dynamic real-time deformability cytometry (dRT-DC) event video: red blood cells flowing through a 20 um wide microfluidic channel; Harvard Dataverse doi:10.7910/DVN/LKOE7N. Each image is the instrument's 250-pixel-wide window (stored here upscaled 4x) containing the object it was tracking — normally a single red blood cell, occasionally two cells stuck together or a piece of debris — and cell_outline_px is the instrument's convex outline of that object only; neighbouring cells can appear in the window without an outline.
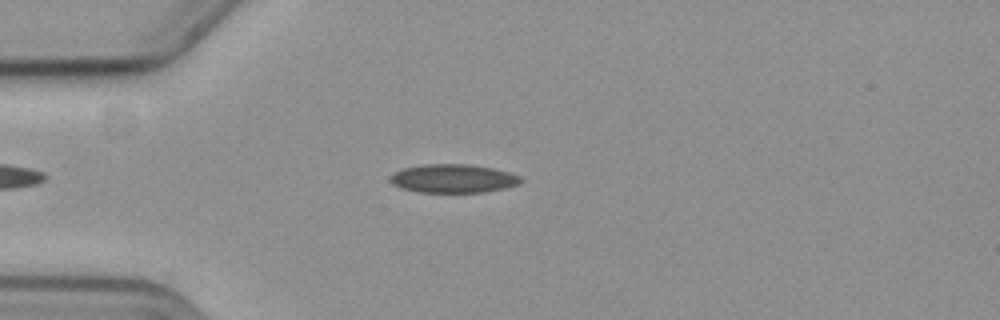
{"species": "common noctule bat (a hibernating species)", "species_latin": "Nyctalus noctula", "temperature_condition": "cold", "stored_images_in_passage": 13, "camera_frame_rate_fps": 3000, "um_per_image_px": 0.085, "animal": {"sex": "female", "body_mass_g": 19.3, "forearm_length_mm": 54.1}, "frame": {"image": 1, "passage_image": 2, "time_ms": 0.333, "image_size_px": [1000, 320], "cell_outline_px": [[524, 180], [520, 184], [504, 188], [484, 192], [420, 192], [404, 188], [392, 184], [388, 180], [396, 172], [404, 168], [420, 164], [468, 164], [492, 168], [508, 172], [520, 176]], "centroid_in_image_um": [38.55, 15.17], "position_along_channel_um": 46.4, "area_um2": 21.62}}
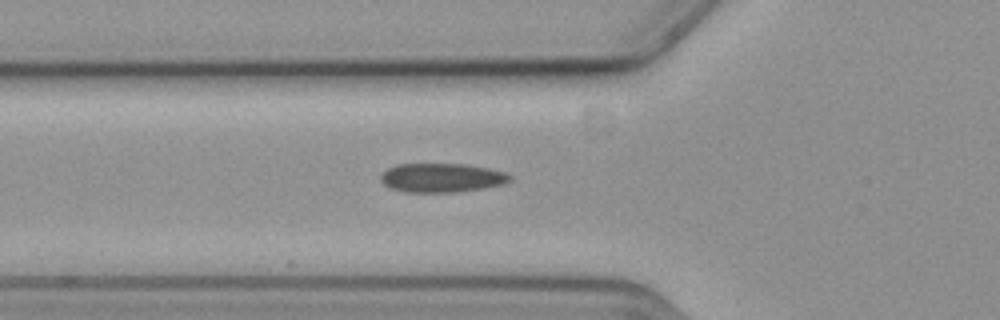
{"frame": {"image": 2, "passage_image": 7, "time_ms": 2.0, "image_size_px": [1000, 320], "cell_outline_px": [[512, 180], [504, 184], [484, 188], [456, 192], [404, 192], [392, 188], [384, 184], [380, 180], [380, 176], [388, 168], [396, 164], [464, 164], [488, 168], [504, 172], [512, 176]], "centroid_in_image_um": [37.56, 15.11], "position_along_channel_um": 88.2, "area_um2": 21.85}}
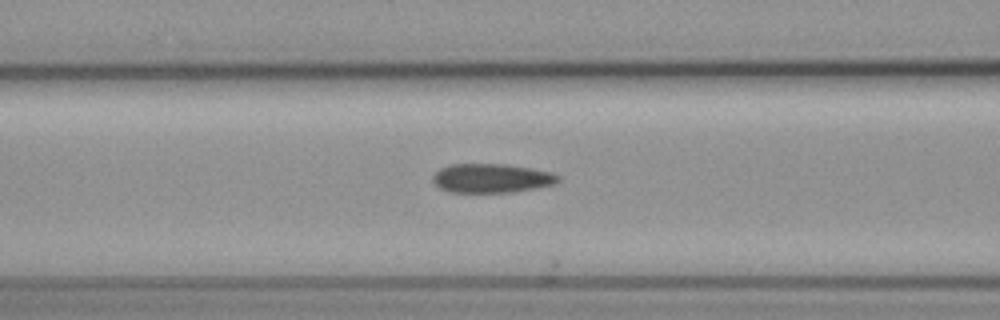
{"frame": {"image": 3, "passage_image": 10, "time_ms": 3.0, "image_size_px": [1000, 320], "cell_outline_px": [[560, 180], [552, 184], [536, 188], [512, 192], [448, 192], [440, 188], [432, 180], [432, 176], [440, 168], [452, 164], [508, 164], [552, 172], [560, 176]], "centroid_in_image_um": [41.78, 15.14], "position_along_channel_um": 124.8, "area_um2": 21.21}}